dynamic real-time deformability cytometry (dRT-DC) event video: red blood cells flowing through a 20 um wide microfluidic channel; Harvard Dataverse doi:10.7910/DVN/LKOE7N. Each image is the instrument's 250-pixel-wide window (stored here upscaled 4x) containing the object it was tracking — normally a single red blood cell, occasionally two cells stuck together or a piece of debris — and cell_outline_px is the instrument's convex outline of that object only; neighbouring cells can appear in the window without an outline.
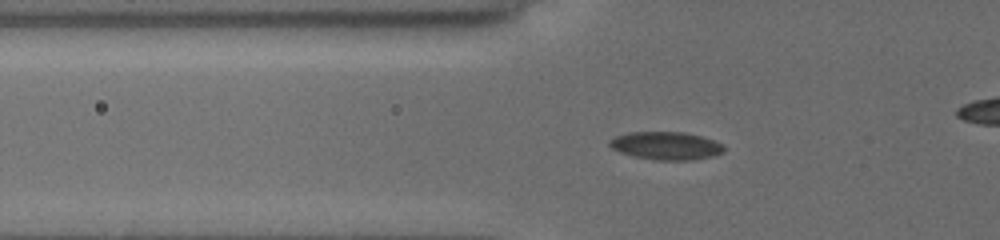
{"species": "common noctule bat (a hibernating species)", "species_latin": "Nyctalus noctula", "temperature_condition": "cold", "stored_images_in_passage": 51, "camera_frame_rate_fps": 3000, "um_per_image_px": 0.085, "animal": {"sex": "female", "body_mass_g": 19.5, "forearm_length_mm": 54.1}, "frame": {"image": 1, "passage_image": 21, "time_ms": 6.667, "image_size_px": [1000, 240], "cell_outline_px": [[724, 152], [712, 156], [692, 160], [656, 160], [636, 156], [620, 152], [612, 148], [608, 144], [608, 140], [616, 136], [628, 132], [684, 132], [700, 136], [724, 144]], "centroid_in_image_um": [56.61, 12.38], "position_along_channel_um": 69.2, "area_um2": 18.55}}
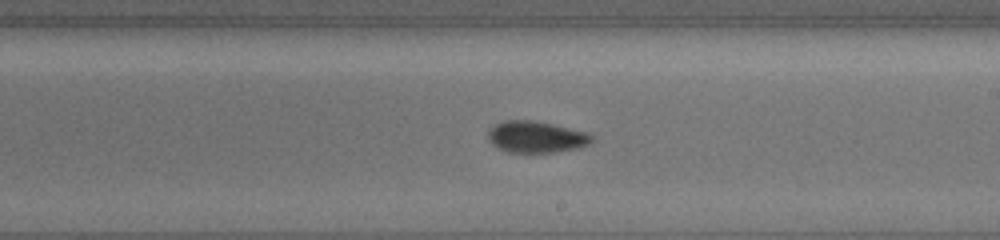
{"frame": {"image": 2, "passage_image": 35, "time_ms": 11.333, "image_size_px": [1000, 240], "cell_outline_px": [[596, 136], [588, 144], [580, 148], [552, 152], [508, 152], [492, 144], [488, 140], [488, 132], [496, 124], [504, 120], [532, 120], [552, 124], [588, 132]], "centroid_in_image_um": [45.61, 11.63], "position_along_channel_um": 243.4, "area_um2": 19.02}}
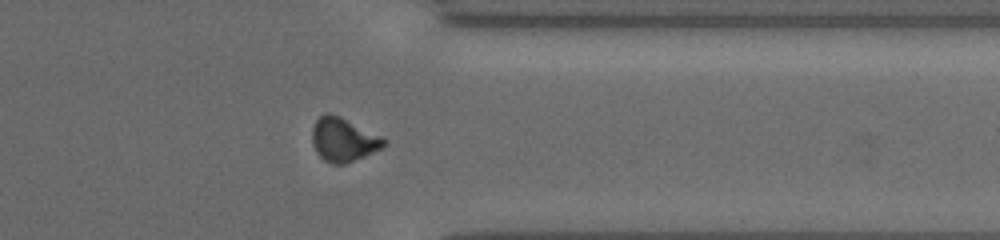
{"frame": {"image": 3, "passage_image": 46, "time_ms": 15.0, "image_size_px": [1000, 240], "cell_outline_px": [[388, 144], [384, 148], [344, 164], [332, 164], [324, 160], [316, 152], [312, 144], [312, 128], [316, 120], [324, 112], [328, 112], [340, 116], [388, 140]], "centroid_in_image_um": [29.19, 11.87], "position_along_channel_um": 382.2, "area_um2": 18.38}}